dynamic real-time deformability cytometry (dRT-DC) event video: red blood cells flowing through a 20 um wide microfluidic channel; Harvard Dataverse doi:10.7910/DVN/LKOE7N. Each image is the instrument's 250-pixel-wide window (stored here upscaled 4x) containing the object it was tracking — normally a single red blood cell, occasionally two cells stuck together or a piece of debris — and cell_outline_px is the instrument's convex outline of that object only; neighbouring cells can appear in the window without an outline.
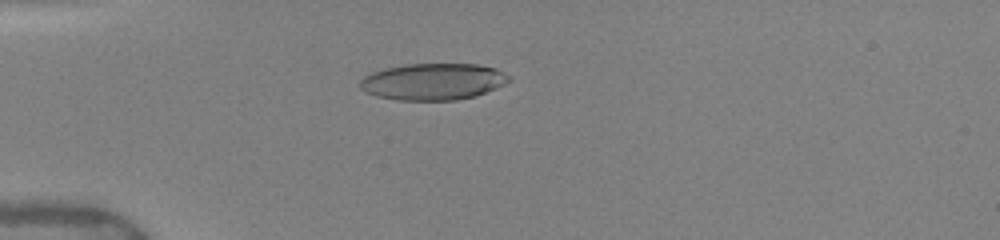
{"species": "human", "species_latin": "Homo sapiens", "temperature_condition": "warm", "stored_images_in_passage": 51, "camera_frame_rate_fps": 3000, "um_per_image_px": 0.085, "donor": {"sex": "female"}, "frame": {"image": 1, "passage_image": 15, "time_ms": 4.667, "image_size_px": [1000, 240], "cell_outline_px": [[512, 80], [496, 88], [476, 96], [456, 100], [400, 100], [376, 96], [364, 92], [360, 88], [360, 80], [364, 76], [372, 72], [384, 68], [404, 64], [476, 64], [496, 68], [512, 76]], "centroid_in_image_um": [36.82, 6.93], "position_along_channel_um": 48.2, "area_um2": 32.08}}
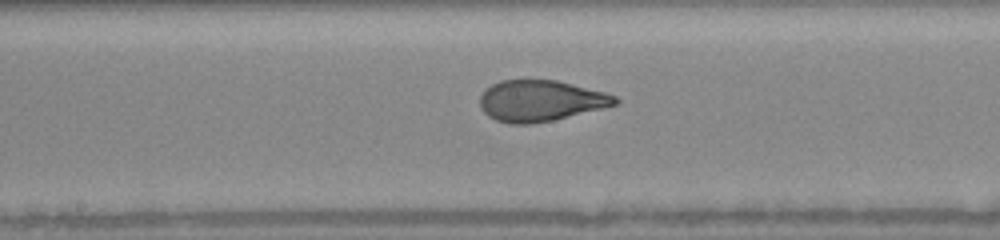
{"frame": {"image": 2, "passage_image": 28, "time_ms": 9.0, "image_size_px": [1000, 240], "cell_outline_px": [[620, 100], [616, 104], [552, 120], [528, 124], [508, 124], [496, 120], [488, 116], [480, 108], [480, 96], [484, 88], [500, 80], [556, 80], [604, 92], [616, 96]], "centroid_in_image_um": [45.88, 8.56], "position_along_channel_um": 202.3, "area_um2": 32.14}}
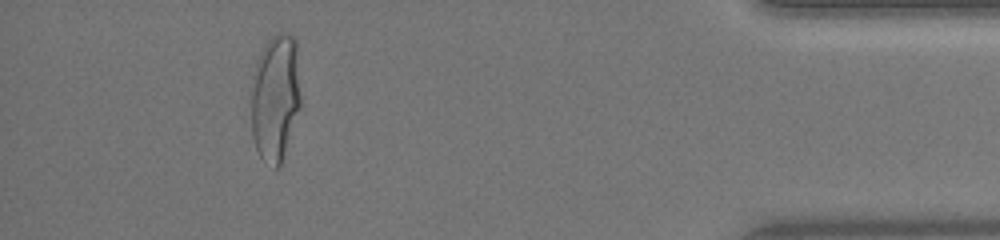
{"frame": {"image": 3, "passage_image": 47, "time_ms": 15.333, "image_size_px": [1000, 240], "cell_outline_px": [[300, 108], [280, 164], [276, 168], [264, 164], [256, 148], [252, 136], [252, 76], [256, 60], [260, 52], [268, 40], [276, 32], [280, 32], [292, 36], [296, 40], [300, 96]], "centroid_in_image_um": [23.39, 8.28], "position_along_channel_um": 411.8, "area_um2": 36.7}, "authors_computed_cell_mechanics": {"area_um2": 33.0616, "velocity_mm_per_s": 4.0497, "shape_relaxation_time_tau1_ms": 5.0719, "shape_relaxation_time_tau2_ms": 0.7921, "deformation_change_tau1": 0.2242, "deformation_change_tau2": 0.0679}}